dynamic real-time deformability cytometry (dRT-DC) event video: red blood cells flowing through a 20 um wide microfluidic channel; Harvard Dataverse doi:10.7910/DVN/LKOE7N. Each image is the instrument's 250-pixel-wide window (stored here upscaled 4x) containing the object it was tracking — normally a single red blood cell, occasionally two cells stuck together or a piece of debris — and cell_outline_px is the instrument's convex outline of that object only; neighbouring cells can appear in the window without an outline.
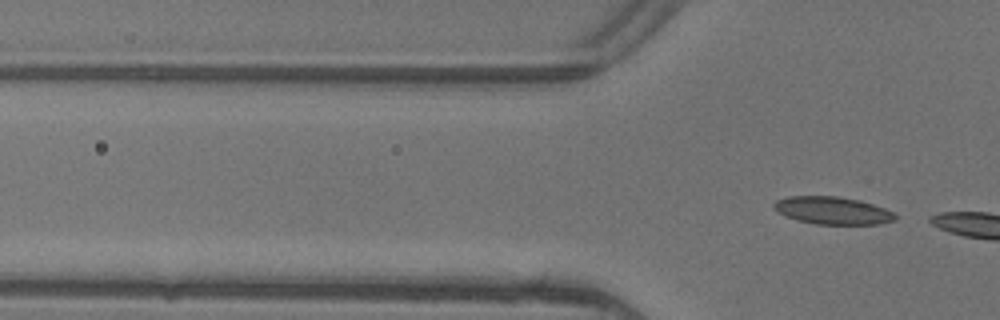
{"species": "common noctule bat (a hibernating species)", "species_latin": "Nyctalus noctula", "temperature_condition": "warm", "stored_images_in_passage": 2, "camera_frame_rate_fps": 3000, "um_per_image_px": 0.085, "animal": {"sex": "female"}, "frame": {"image": 1, "passage_image": 2, "time_ms": 0.333, "image_size_px": [1000, 320], "cell_outline_px": [[896, 220], [880, 224], [816, 224], [796, 220], [776, 212], [772, 208], [772, 204], [776, 200], [788, 196], [840, 196], [860, 200], [884, 208], [892, 212], [896, 216]], "centroid_in_image_um": [70.72, 17.89], "position_along_channel_um": 55.1, "area_um2": 19.65}}